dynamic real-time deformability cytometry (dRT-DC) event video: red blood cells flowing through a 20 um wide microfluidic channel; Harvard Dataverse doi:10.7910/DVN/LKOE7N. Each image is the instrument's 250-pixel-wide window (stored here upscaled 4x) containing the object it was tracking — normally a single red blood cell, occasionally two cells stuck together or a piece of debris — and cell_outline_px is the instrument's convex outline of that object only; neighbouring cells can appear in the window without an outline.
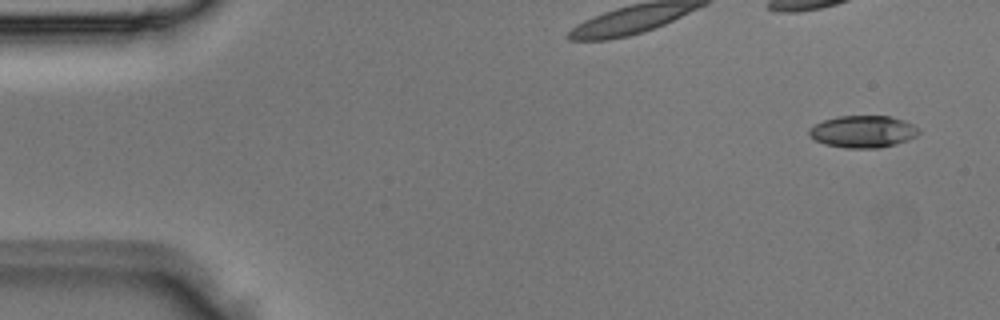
{"species": "Egyptian fruit bat (a non-hibernating species)", "species_latin": "Rousettus aegyptiacus", "temperature_condition": "room temperature", "stored_images_in_passage": 2, "camera_frame_rate_fps": 3000, "um_per_image_px": 0.085, "animal": {"sex": "male"}, "frame": {"image": 1, "passage_image": 1, "time_ms": 0.0, "image_size_px": [1000, 320], "cell_outline_px": [[920, 132], [916, 136], [908, 140], [896, 144], [880, 148], [844, 148], [824, 144], [808, 136], [808, 128], [824, 120], [836, 116], [888, 116], [904, 120], [912, 124]], "centroid_in_image_um": [73.32, 11.19], "position_along_channel_um": 11.7, "area_um2": 20.58}}